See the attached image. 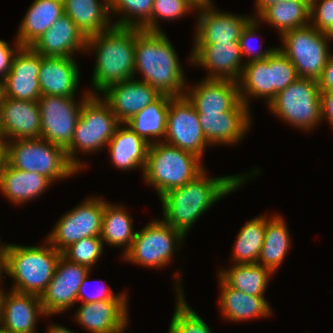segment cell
Wrapping results in <instances>:
<instances>
[{"mask_svg":"<svg viewBox=\"0 0 333 333\" xmlns=\"http://www.w3.org/2000/svg\"><path fill=\"white\" fill-rule=\"evenodd\" d=\"M257 169L248 174L222 177H207L205 169L194 180L160 197L162 220L187 235L199 217L214 203L245 185L250 177L259 175Z\"/></svg>","mask_w":333,"mask_h":333,"instance_id":"cell-1","label":"cell"},{"mask_svg":"<svg viewBox=\"0 0 333 333\" xmlns=\"http://www.w3.org/2000/svg\"><path fill=\"white\" fill-rule=\"evenodd\" d=\"M165 32L136 28L135 71L137 79L156 88L161 94L182 96L187 87L178 54Z\"/></svg>","mask_w":333,"mask_h":333,"instance_id":"cell-2","label":"cell"},{"mask_svg":"<svg viewBox=\"0 0 333 333\" xmlns=\"http://www.w3.org/2000/svg\"><path fill=\"white\" fill-rule=\"evenodd\" d=\"M136 27L113 25L87 37L86 51L96 52L91 95H101L109 86L134 77Z\"/></svg>","mask_w":333,"mask_h":333,"instance_id":"cell-3","label":"cell"},{"mask_svg":"<svg viewBox=\"0 0 333 333\" xmlns=\"http://www.w3.org/2000/svg\"><path fill=\"white\" fill-rule=\"evenodd\" d=\"M41 246L6 244L0 270L15 282L13 291L41 296L54 276L62 252L47 240Z\"/></svg>","mask_w":333,"mask_h":333,"instance_id":"cell-4","label":"cell"},{"mask_svg":"<svg viewBox=\"0 0 333 333\" xmlns=\"http://www.w3.org/2000/svg\"><path fill=\"white\" fill-rule=\"evenodd\" d=\"M201 161L198 156L164 142L150 144L143 180L154 187L160 198L200 175L205 170Z\"/></svg>","mask_w":333,"mask_h":333,"instance_id":"cell-5","label":"cell"},{"mask_svg":"<svg viewBox=\"0 0 333 333\" xmlns=\"http://www.w3.org/2000/svg\"><path fill=\"white\" fill-rule=\"evenodd\" d=\"M120 124L102 97L91 95L81 107L72 141L65 149L69 162L78 171L84 169L86 162H81L76 154L78 152L92 154L107 148V143Z\"/></svg>","mask_w":333,"mask_h":333,"instance_id":"cell-6","label":"cell"},{"mask_svg":"<svg viewBox=\"0 0 333 333\" xmlns=\"http://www.w3.org/2000/svg\"><path fill=\"white\" fill-rule=\"evenodd\" d=\"M6 157L9 166L46 176L53 183L79 173L64 148L42 138L7 141Z\"/></svg>","mask_w":333,"mask_h":333,"instance_id":"cell-7","label":"cell"},{"mask_svg":"<svg viewBox=\"0 0 333 333\" xmlns=\"http://www.w3.org/2000/svg\"><path fill=\"white\" fill-rule=\"evenodd\" d=\"M267 108L285 123L310 132L322 123L321 91L317 80L297 78L279 92Z\"/></svg>","mask_w":333,"mask_h":333,"instance_id":"cell-8","label":"cell"},{"mask_svg":"<svg viewBox=\"0 0 333 333\" xmlns=\"http://www.w3.org/2000/svg\"><path fill=\"white\" fill-rule=\"evenodd\" d=\"M278 49L291 61L300 78L318 80L327 63L329 43L333 36L323 33L311 24L284 32Z\"/></svg>","mask_w":333,"mask_h":333,"instance_id":"cell-9","label":"cell"},{"mask_svg":"<svg viewBox=\"0 0 333 333\" xmlns=\"http://www.w3.org/2000/svg\"><path fill=\"white\" fill-rule=\"evenodd\" d=\"M185 237L183 232L162 219L154 220L136 231L130 249L122 258L126 262L146 268H166Z\"/></svg>","mask_w":333,"mask_h":333,"instance_id":"cell-10","label":"cell"},{"mask_svg":"<svg viewBox=\"0 0 333 333\" xmlns=\"http://www.w3.org/2000/svg\"><path fill=\"white\" fill-rule=\"evenodd\" d=\"M105 199L88 197L75 208L64 213L53 226L46 240L62 252L69 245L88 237H100Z\"/></svg>","mask_w":333,"mask_h":333,"instance_id":"cell-11","label":"cell"},{"mask_svg":"<svg viewBox=\"0 0 333 333\" xmlns=\"http://www.w3.org/2000/svg\"><path fill=\"white\" fill-rule=\"evenodd\" d=\"M90 96L87 90L80 101L76 96L41 95L38 99L40 138L66 149L72 141L81 107Z\"/></svg>","mask_w":333,"mask_h":333,"instance_id":"cell-12","label":"cell"},{"mask_svg":"<svg viewBox=\"0 0 333 333\" xmlns=\"http://www.w3.org/2000/svg\"><path fill=\"white\" fill-rule=\"evenodd\" d=\"M164 143L198 156L201 160L207 147L197 110L185 95L173 96L169 101Z\"/></svg>","mask_w":333,"mask_h":333,"instance_id":"cell-13","label":"cell"},{"mask_svg":"<svg viewBox=\"0 0 333 333\" xmlns=\"http://www.w3.org/2000/svg\"><path fill=\"white\" fill-rule=\"evenodd\" d=\"M90 271L88 267L70 262L61 255L53 278L40 296L46 317L63 313L76 304L81 283Z\"/></svg>","mask_w":333,"mask_h":333,"instance_id":"cell-14","label":"cell"},{"mask_svg":"<svg viewBox=\"0 0 333 333\" xmlns=\"http://www.w3.org/2000/svg\"><path fill=\"white\" fill-rule=\"evenodd\" d=\"M189 62L208 70L206 79L238 82L245 62L239 42L193 44Z\"/></svg>","mask_w":333,"mask_h":333,"instance_id":"cell-15","label":"cell"},{"mask_svg":"<svg viewBox=\"0 0 333 333\" xmlns=\"http://www.w3.org/2000/svg\"><path fill=\"white\" fill-rule=\"evenodd\" d=\"M41 54L31 46H21L14 55L4 80V95L25 101H38L41 96L39 73Z\"/></svg>","mask_w":333,"mask_h":333,"instance_id":"cell-16","label":"cell"},{"mask_svg":"<svg viewBox=\"0 0 333 333\" xmlns=\"http://www.w3.org/2000/svg\"><path fill=\"white\" fill-rule=\"evenodd\" d=\"M210 3L197 9L198 20L195 28L193 44H219L224 42H239L241 32L253 17L236 15L219 11Z\"/></svg>","mask_w":333,"mask_h":333,"instance_id":"cell-17","label":"cell"},{"mask_svg":"<svg viewBox=\"0 0 333 333\" xmlns=\"http://www.w3.org/2000/svg\"><path fill=\"white\" fill-rule=\"evenodd\" d=\"M251 110L240 101L222 113H198L203 134L210 145H235L242 141L251 126Z\"/></svg>","mask_w":333,"mask_h":333,"instance_id":"cell-18","label":"cell"},{"mask_svg":"<svg viewBox=\"0 0 333 333\" xmlns=\"http://www.w3.org/2000/svg\"><path fill=\"white\" fill-rule=\"evenodd\" d=\"M101 94L121 123L127 122L162 95L156 88L136 78L111 85Z\"/></svg>","mask_w":333,"mask_h":333,"instance_id":"cell-19","label":"cell"},{"mask_svg":"<svg viewBox=\"0 0 333 333\" xmlns=\"http://www.w3.org/2000/svg\"><path fill=\"white\" fill-rule=\"evenodd\" d=\"M128 301L82 303L74 313V319L89 333H122L129 323Z\"/></svg>","mask_w":333,"mask_h":333,"instance_id":"cell-20","label":"cell"},{"mask_svg":"<svg viewBox=\"0 0 333 333\" xmlns=\"http://www.w3.org/2000/svg\"><path fill=\"white\" fill-rule=\"evenodd\" d=\"M0 123L7 139H39L41 114L38 101L4 97L0 104Z\"/></svg>","mask_w":333,"mask_h":333,"instance_id":"cell-21","label":"cell"},{"mask_svg":"<svg viewBox=\"0 0 333 333\" xmlns=\"http://www.w3.org/2000/svg\"><path fill=\"white\" fill-rule=\"evenodd\" d=\"M184 95L197 113L228 112L241 101L238 83L231 80L203 78L187 86Z\"/></svg>","mask_w":333,"mask_h":333,"instance_id":"cell-22","label":"cell"},{"mask_svg":"<svg viewBox=\"0 0 333 333\" xmlns=\"http://www.w3.org/2000/svg\"><path fill=\"white\" fill-rule=\"evenodd\" d=\"M87 37L66 15H62L31 47L44 57H73L86 51Z\"/></svg>","mask_w":333,"mask_h":333,"instance_id":"cell-23","label":"cell"},{"mask_svg":"<svg viewBox=\"0 0 333 333\" xmlns=\"http://www.w3.org/2000/svg\"><path fill=\"white\" fill-rule=\"evenodd\" d=\"M39 315L46 316L40 296L10 290L3 300L0 328L9 333H36Z\"/></svg>","mask_w":333,"mask_h":333,"instance_id":"cell-24","label":"cell"},{"mask_svg":"<svg viewBox=\"0 0 333 333\" xmlns=\"http://www.w3.org/2000/svg\"><path fill=\"white\" fill-rule=\"evenodd\" d=\"M74 57L41 55L39 86L41 95L75 96L80 72Z\"/></svg>","mask_w":333,"mask_h":333,"instance_id":"cell-25","label":"cell"},{"mask_svg":"<svg viewBox=\"0 0 333 333\" xmlns=\"http://www.w3.org/2000/svg\"><path fill=\"white\" fill-rule=\"evenodd\" d=\"M221 315L231 322H242L255 318L272 316V307L264 296H252L230 287L218 275Z\"/></svg>","mask_w":333,"mask_h":333,"instance_id":"cell-26","label":"cell"},{"mask_svg":"<svg viewBox=\"0 0 333 333\" xmlns=\"http://www.w3.org/2000/svg\"><path fill=\"white\" fill-rule=\"evenodd\" d=\"M125 126V127H124ZM150 144L121 123L107 143L111 163L119 170L141 168L143 174Z\"/></svg>","mask_w":333,"mask_h":333,"instance_id":"cell-27","label":"cell"},{"mask_svg":"<svg viewBox=\"0 0 333 333\" xmlns=\"http://www.w3.org/2000/svg\"><path fill=\"white\" fill-rule=\"evenodd\" d=\"M51 185L53 182L46 176L19 170L7 163L0 172V192L15 205H24V203L38 198Z\"/></svg>","mask_w":333,"mask_h":333,"instance_id":"cell-28","label":"cell"},{"mask_svg":"<svg viewBox=\"0 0 333 333\" xmlns=\"http://www.w3.org/2000/svg\"><path fill=\"white\" fill-rule=\"evenodd\" d=\"M62 15L63 0H34L20 23L16 40L21 46H31Z\"/></svg>","mask_w":333,"mask_h":333,"instance_id":"cell-29","label":"cell"},{"mask_svg":"<svg viewBox=\"0 0 333 333\" xmlns=\"http://www.w3.org/2000/svg\"><path fill=\"white\" fill-rule=\"evenodd\" d=\"M66 14L86 37L102 33L114 24L109 0H63Z\"/></svg>","mask_w":333,"mask_h":333,"instance_id":"cell-30","label":"cell"},{"mask_svg":"<svg viewBox=\"0 0 333 333\" xmlns=\"http://www.w3.org/2000/svg\"><path fill=\"white\" fill-rule=\"evenodd\" d=\"M171 97L162 94L156 101L132 116L125 124L148 144L163 142Z\"/></svg>","mask_w":333,"mask_h":333,"instance_id":"cell-31","label":"cell"},{"mask_svg":"<svg viewBox=\"0 0 333 333\" xmlns=\"http://www.w3.org/2000/svg\"><path fill=\"white\" fill-rule=\"evenodd\" d=\"M281 215H266L264 241L258 258V264L268 268L273 274L281 266L291 246V238Z\"/></svg>","mask_w":333,"mask_h":333,"instance_id":"cell-32","label":"cell"},{"mask_svg":"<svg viewBox=\"0 0 333 333\" xmlns=\"http://www.w3.org/2000/svg\"><path fill=\"white\" fill-rule=\"evenodd\" d=\"M310 0H284L267 6L256 18L275 27L279 35L310 24Z\"/></svg>","mask_w":333,"mask_h":333,"instance_id":"cell-33","label":"cell"},{"mask_svg":"<svg viewBox=\"0 0 333 333\" xmlns=\"http://www.w3.org/2000/svg\"><path fill=\"white\" fill-rule=\"evenodd\" d=\"M131 218L121 204L105 203L100 238L104 245L123 246L121 256L130 249L136 235Z\"/></svg>","mask_w":333,"mask_h":333,"instance_id":"cell-34","label":"cell"},{"mask_svg":"<svg viewBox=\"0 0 333 333\" xmlns=\"http://www.w3.org/2000/svg\"><path fill=\"white\" fill-rule=\"evenodd\" d=\"M241 101L248 107L251 98L272 100L271 55L263 60L245 63L238 80Z\"/></svg>","mask_w":333,"mask_h":333,"instance_id":"cell-35","label":"cell"},{"mask_svg":"<svg viewBox=\"0 0 333 333\" xmlns=\"http://www.w3.org/2000/svg\"><path fill=\"white\" fill-rule=\"evenodd\" d=\"M219 270V276L232 288L252 296H264L272 272L258 263L234 264Z\"/></svg>","mask_w":333,"mask_h":333,"instance_id":"cell-36","label":"cell"},{"mask_svg":"<svg viewBox=\"0 0 333 333\" xmlns=\"http://www.w3.org/2000/svg\"><path fill=\"white\" fill-rule=\"evenodd\" d=\"M265 229L266 214L256 216L242 226L233 246L231 261L234 264L258 263Z\"/></svg>","mask_w":333,"mask_h":333,"instance_id":"cell-37","label":"cell"},{"mask_svg":"<svg viewBox=\"0 0 333 333\" xmlns=\"http://www.w3.org/2000/svg\"><path fill=\"white\" fill-rule=\"evenodd\" d=\"M112 19L118 14L119 20L113 24L121 27H136L151 31V16L154 0H109ZM115 14V15H114Z\"/></svg>","mask_w":333,"mask_h":333,"instance_id":"cell-38","label":"cell"},{"mask_svg":"<svg viewBox=\"0 0 333 333\" xmlns=\"http://www.w3.org/2000/svg\"><path fill=\"white\" fill-rule=\"evenodd\" d=\"M181 272H176L175 290L177 291L176 308L172 316L168 333H213L208 324L189 306L184 297Z\"/></svg>","mask_w":333,"mask_h":333,"instance_id":"cell-39","label":"cell"},{"mask_svg":"<svg viewBox=\"0 0 333 333\" xmlns=\"http://www.w3.org/2000/svg\"><path fill=\"white\" fill-rule=\"evenodd\" d=\"M104 250L100 237H88L79 240L62 251V256L68 261L84 265L93 270Z\"/></svg>","mask_w":333,"mask_h":333,"instance_id":"cell-40","label":"cell"},{"mask_svg":"<svg viewBox=\"0 0 333 333\" xmlns=\"http://www.w3.org/2000/svg\"><path fill=\"white\" fill-rule=\"evenodd\" d=\"M194 10L196 9L186 0H154L151 16V32H163L158 23L161 19L174 21Z\"/></svg>","mask_w":333,"mask_h":333,"instance_id":"cell-41","label":"cell"},{"mask_svg":"<svg viewBox=\"0 0 333 333\" xmlns=\"http://www.w3.org/2000/svg\"><path fill=\"white\" fill-rule=\"evenodd\" d=\"M272 99L299 76L291 61L278 49L271 54Z\"/></svg>","mask_w":333,"mask_h":333,"instance_id":"cell-42","label":"cell"},{"mask_svg":"<svg viewBox=\"0 0 333 333\" xmlns=\"http://www.w3.org/2000/svg\"><path fill=\"white\" fill-rule=\"evenodd\" d=\"M260 21L256 18V17H252L248 23L245 25V27L243 28L241 35H240V39H239V45H240V49H241V54L242 57L246 58L247 56V60L245 61V63L251 62V61H257V60H263L266 59L267 57H269L277 47H272L265 50V48H261L260 50L258 49V51H254L253 46L250 44L252 39H257V35L256 32L257 29L259 28V26L261 24H259Z\"/></svg>","mask_w":333,"mask_h":333,"instance_id":"cell-43","label":"cell"},{"mask_svg":"<svg viewBox=\"0 0 333 333\" xmlns=\"http://www.w3.org/2000/svg\"><path fill=\"white\" fill-rule=\"evenodd\" d=\"M310 24L333 36V0H310Z\"/></svg>","mask_w":333,"mask_h":333,"instance_id":"cell-44","label":"cell"},{"mask_svg":"<svg viewBox=\"0 0 333 333\" xmlns=\"http://www.w3.org/2000/svg\"><path fill=\"white\" fill-rule=\"evenodd\" d=\"M90 273L91 271L86 275L83 282L81 283L77 296V302L80 301L81 303H90L103 300H128V294L125 291L115 294L113 293V290L110 288V286H100V284L98 288L96 287L97 290H95V293H85L87 284L90 281Z\"/></svg>","mask_w":333,"mask_h":333,"instance_id":"cell-45","label":"cell"},{"mask_svg":"<svg viewBox=\"0 0 333 333\" xmlns=\"http://www.w3.org/2000/svg\"><path fill=\"white\" fill-rule=\"evenodd\" d=\"M13 46L15 48H10V45L6 41L0 39V78L2 79L9 73L13 57L21 47L16 39Z\"/></svg>","mask_w":333,"mask_h":333,"instance_id":"cell-46","label":"cell"},{"mask_svg":"<svg viewBox=\"0 0 333 333\" xmlns=\"http://www.w3.org/2000/svg\"><path fill=\"white\" fill-rule=\"evenodd\" d=\"M317 82L321 92L333 91V53L329 56Z\"/></svg>","mask_w":333,"mask_h":333,"instance_id":"cell-47","label":"cell"},{"mask_svg":"<svg viewBox=\"0 0 333 333\" xmlns=\"http://www.w3.org/2000/svg\"><path fill=\"white\" fill-rule=\"evenodd\" d=\"M324 119L333 127V91L321 92V120Z\"/></svg>","mask_w":333,"mask_h":333,"instance_id":"cell-48","label":"cell"},{"mask_svg":"<svg viewBox=\"0 0 333 333\" xmlns=\"http://www.w3.org/2000/svg\"><path fill=\"white\" fill-rule=\"evenodd\" d=\"M284 0H256L254 3V8L256 9V13L254 14L257 17L267 6L274 4V3H279Z\"/></svg>","mask_w":333,"mask_h":333,"instance_id":"cell-49","label":"cell"},{"mask_svg":"<svg viewBox=\"0 0 333 333\" xmlns=\"http://www.w3.org/2000/svg\"><path fill=\"white\" fill-rule=\"evenodd\" d=\"M45 333H76L72 332L68 327H64L63 325H57V324H50V326L47 329V332Z\"/></svg>","mask_w":333,"mask_h":333,"instance_id":"cell-50","label":"cell"},{"mask_svg":"<svg viewBox=\"0 0 333 333\" xmlns=\"http://www.w3.org/2000/svg\"><path fill=\"white\" fill-rule=\"evenodd\" d=\"M189 2L196 10L201 9L204 6H207L208 4L212 3L213 0H186Z\"/></svg>","mask_w":333,"mask_h":333,"instance_id":"cell-51","label":"cell"},{"mask_svg":"<svg viewBox=\"0 0 333 333\" xmlns=\"http://www.w3.org/2000/svg\"><path fill=\"white\" fill-rule=\"evenodd\" d=\"M6 146H0V172L6 165Z\"/></svg>","mask_w":333,"mask_h":333,"instance_id":"cell-52","label":"cell"},{"mask_svg":"<svg viewBox=\"0 0 333 333\" xmlns=\"http://www.w3.org/2000/svg\"><path fill=\"white\" fill-rule=\"evenodd\" d=\"M3 276H4V274H2V271L0 270V282H1V280L3 281V279H2ZM6 293L7 292L3 291L2 287H1L0 288V317H1V313H2L3 300H4Z\"/></svg>","mask_w":333,"mask_h":333,"instance_id":"cell-53","label":"cell"},{"mask_svg":"<svg viewBox=\"0 0 333 333\" xmlns=\"http://www.w3.org/2000/svg\"><path fill=\"white\" fill-rule=\"evenodd\" d=\"M0 146H7V139L4 135L1 123H0Z\"/></svg>","mask_w":333,"mask_h":333,"instance_id":"cell-54","label":"cell"},{"mask_svg":"<svg viewBox=\"0 0 333 333\" xmlns=\"http://www.w3.org/2000/svg\"><path fill=\"white\" fill-rule=\"evenodd\" d=\"M5 95H4V80L0 78V104L3 101Z\"/></svg>","mask_w":333,"mask_h":333,"instance_id":"cell-55","label":"cell"},{"mask_svg":"<svg viewBox=\"0 0 333 333\" xmlns=\"http://www.w3.org/2000/svg\"><path fill=\"white\" fill-rule=\"evenodd\" d=\"M5 244L0 242V267L3 262Z\"/></svg>","mask_w":333,"mask_h":333,"instance_id":"cell-56","label":"cell"},{"mask_svg":"<svg viewBox=\"0 0 333 333\" xmlns=\"http://www.w3.org/2000/svg\"><path fill=\"white\" fill-rule=\"evenodd\" d=\"M0 333H9V332H6L0 328Z\"/></svg>","mask_w":333,"mask_h":333,"instance_id":"cell-57","label":"cell"}]
</instances>
